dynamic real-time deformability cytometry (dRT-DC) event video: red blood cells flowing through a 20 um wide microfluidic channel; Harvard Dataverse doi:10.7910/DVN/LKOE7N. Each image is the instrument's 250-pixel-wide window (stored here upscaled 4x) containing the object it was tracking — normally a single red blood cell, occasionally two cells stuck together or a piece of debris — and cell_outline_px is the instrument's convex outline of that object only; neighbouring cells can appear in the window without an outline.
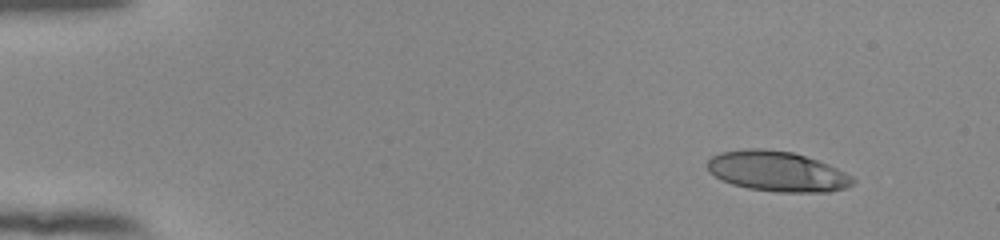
{"species": "human", "species_latin": "Homo sapiens", "temperature_condition": "room temperature", "stored_images_in_passage": 49, "camera_frame_rate_fps": 3000, "um_per_image_px": 0.085, "donor": {"sex": "female"}, "frame": {"image": 1, "passage_image": 1, "time_ms": 0.0, "image_size_px": [1000, 240], "cell_outline_px": [[856, 180], [848, 188], [828, 192], [776, 192], [748, 188], [732, 184], [720, 180], [708, 172], [708, 160], [712, 156], [720, 152], [748, 148], [764, 148], [792, 152], [828, 164], [852, 176]], "centroid_in_image_um": [66.04, 14.57], "position_along_channel_um": 19.0, "area_um2": 34.22}}
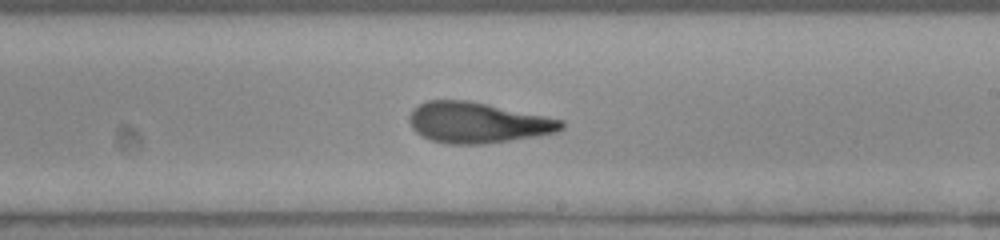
{"frame": {"image": 2, "passage_image": 28, "time_ms": 9.0, "image_size_px": [1000, 240], "cell_outline_px": [[564, 128], [556, 132], [536, 136], [484, 144], [444, 144], [420, 136], [412, 128], [408, 120], [408, 116], [412, 108], [428, 100], [468, 100], [488, 104], [564, 120]], "centroid_in_image_um": [40.55, 10.42], "position_along_channel_um": 248.4, "area_um2": 36.18}}
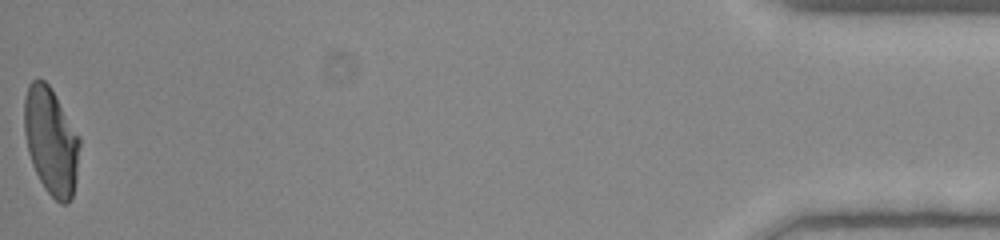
{"frame": {"image": 3, "passage_image": 49, "time_ms": 16.0, "image_size_px": [1000, 240], "cell_outline_px": [[80, 144], [76, 180], [72, 200], [68, 204], [60, 204], [44, 188], [32, 164], [28, 152], [24, 132], [24, 100], [28, 84], [32, 80], [44, 80], [48, 84], [80, 136]], "centroid_in_image_um": [4.34, 12.02], "position_along_channel_um": 430.9, "area_um2": 34.62}, "authors_computed_cell_mechanics": {"area_um2": 35.3736, "velocity_mm_per_s": 3.8876, "shape_relaxation_time_tau1_ms": 10.2152, "shape_relaxation_time_tau2_ms": 1.7645, "deformation_change_tau1": 0.3332, "deformation_change_tau2": 0.1116}}